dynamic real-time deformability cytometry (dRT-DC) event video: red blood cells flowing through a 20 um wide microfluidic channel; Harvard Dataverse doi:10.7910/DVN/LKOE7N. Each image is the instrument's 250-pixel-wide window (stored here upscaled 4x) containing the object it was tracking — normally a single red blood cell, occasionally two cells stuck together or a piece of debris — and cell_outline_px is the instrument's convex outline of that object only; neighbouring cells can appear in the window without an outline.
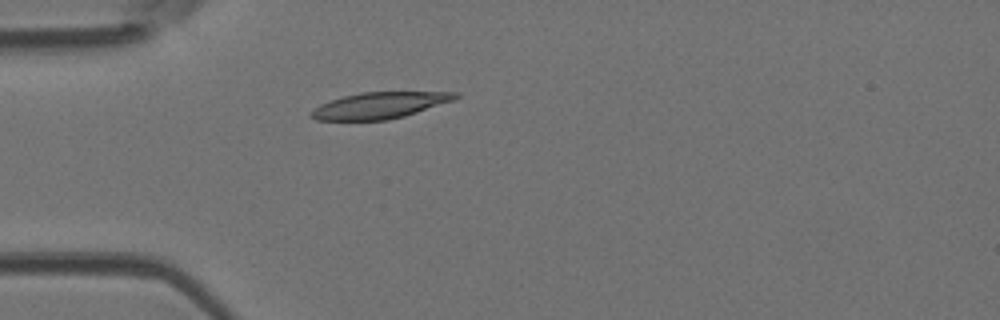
{"species": "Egyptian fruit bat (a non-hibernating species)", "species_latin": "Rousettus aegyptiacus", "temperature_condition": "room temperature", "stored_images_in_passage": 4, "camera_frame_rate_fps": 3000, "um_per_image_px": 0.085, "animal": {"sex": "female"}, "frame": {"image": 1, "passage_image": 4, "time_ms": 1.0, "image_size_px": [1000, 320], "cell_outline_px": [[460, 96], [452, 100], [404, 116], [388, 120], [316, 120], [312, 116], [312, 112], [320, 104], [344, 96], [360, 92], [460, 92]], "centroid_in_image_um": [32.29, 8.95], "position_along_channel_um": 52.7, "area_um2": 21.68}}